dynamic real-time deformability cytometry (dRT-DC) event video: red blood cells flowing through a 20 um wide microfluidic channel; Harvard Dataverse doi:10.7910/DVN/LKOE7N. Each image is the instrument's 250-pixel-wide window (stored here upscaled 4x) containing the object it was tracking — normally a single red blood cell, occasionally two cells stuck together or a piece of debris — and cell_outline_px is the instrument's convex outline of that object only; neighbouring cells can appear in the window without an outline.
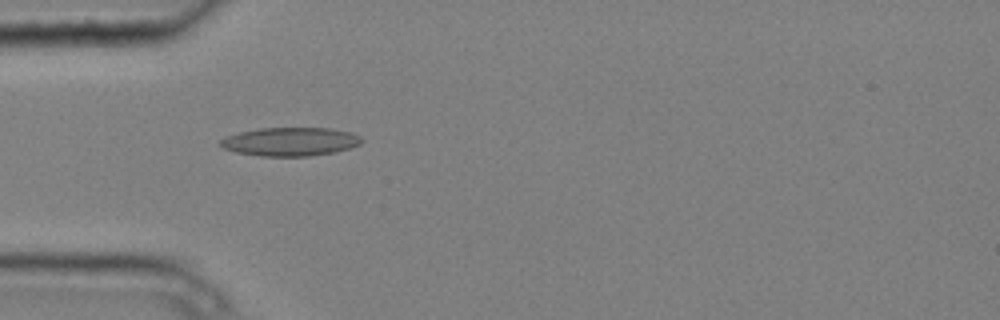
{"species": "common noctule bat (a hibernating species)", "species_latin": "Nyctalus noctula", "temperature_condition": "cold", "stored_images_in_passage": 5, "camera_frame_rate_fps": 3000, "um_per_image_px": 0.085, "animal": {"sex": "male", "body_mass_g": 20.4}, "frame": {"image": 1, "passage_image": 4, "time_ms": 1.0, "image_size_px": [1000, 320], "cell_outline_px": [[364, 140], [360, 144], [352, 148], [336, 152], [308, 156], [260, 156], [236, 152], [224, 148], [220, 144], [220, 140], [224, 136], [240, 132], [260, 128], [332, 128], [352, 132], [360, 136]], "centroid_in_image_um": [24.72, 12.04], "position_along_channel_um": 60.3, "area_um2": 23.7}}
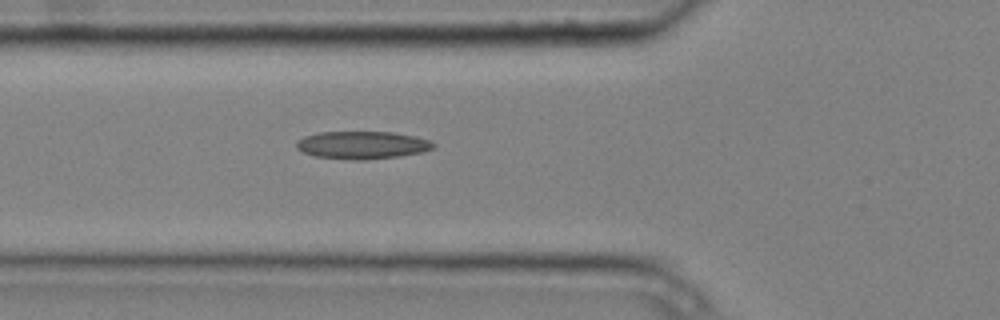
{"frame": {"image": 2, "passage_image": 5, "time_ms": 1.333, "image_size_px": [1000, 320], "cell_outline_px": [[436, 148], [424, 152], [400, 156], [364, 160], [356, 160], [316, 156], [304, 152], [296, 148], [296, 140], [304, 136], [320, 132], [392, 132], [416, 136], [432, 140], [436, 144]], "centroid_in_image_um": [30.86, 12.32], "position_along_channel_um": 94.9, "area_um2": 22.31}}